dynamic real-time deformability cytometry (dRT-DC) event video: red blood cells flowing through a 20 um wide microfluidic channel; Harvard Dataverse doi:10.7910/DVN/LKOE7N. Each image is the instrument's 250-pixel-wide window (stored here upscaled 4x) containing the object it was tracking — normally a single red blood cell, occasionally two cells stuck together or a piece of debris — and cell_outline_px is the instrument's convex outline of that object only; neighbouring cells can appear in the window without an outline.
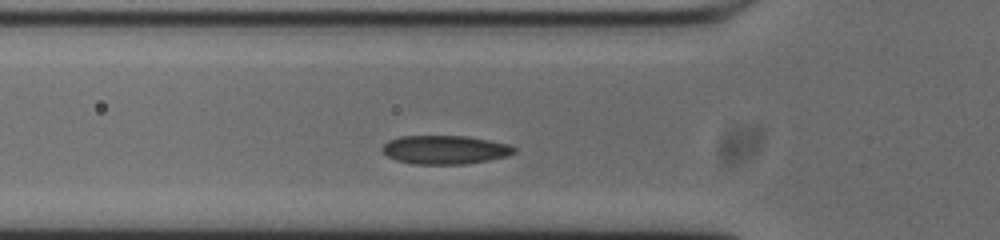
{"species": "common noctule bat (a hibernating species)", "species_latin": "Nyctalus noctula", "temperature_condition": "cold", "stored_images_in_passage": 29, "camera_frame_rate_fps": 3000, "um_per_image_px": 0.085, "animal": {"sex": "male", "body_mass_g": 20.0, "forearm_length_mm": 53.3}, "frame": {"image": 1, "passage_image": 2, "time_ms": 0.333, "image_size_px": [1000, 240], "cell_outline_px": [[516, 152], [508, 156], [488, 160], [464, 164], [412, 164], [396, 160], [388, 156], [380, 148], [388, 140], [400, 136], [468, 136], [508, 144], [516, 148]], "centroid_in_image_um": [37.81, 12.73], "position_along_channel_um": 88.0, "area_um2": 22.08}}
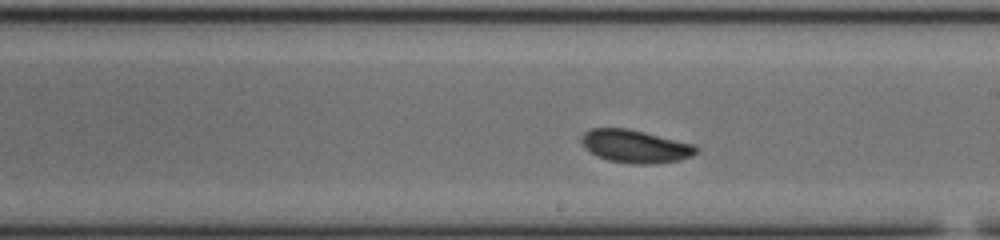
{"frame": {"image": 2, "passage_image": 14, "time_ms": 4.333, "image_size_px": [1000, 240], "cell_outline_px": [[700, 152], [692, 156], [680, 160], [656, 164], [632, 164], [608, 160], [596, 156], [588, 152], [584, 148], [580, 140], [580, 136], [584, 132], [592, 128], [628, 128], [696, 144], [700, 148]], "centroid_in_image_um": [54.02, 12.44], "position_along_channel_um": 235.0, "area_um2": 22.6}}
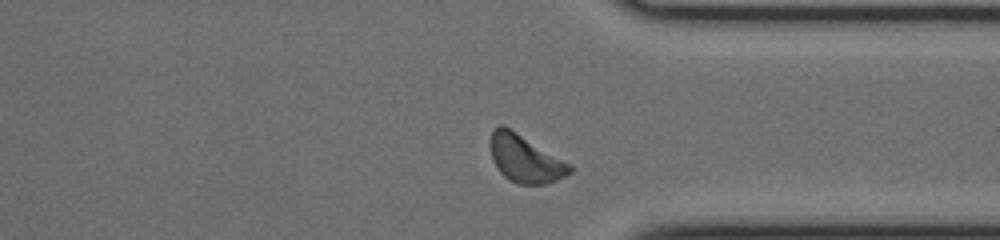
{"frame": {"image": 3, "passage_image": 25, "time_ms": 8.0, "image_size_px": [1000, 240], "cell_outline_px": [[572, 172], [556, 180], [544, 184], [516, 184], [504, 176], [500, 172], [492, 160], [488, 144], [488, 140], [492, 132], [500, 124], [504, 124], [572, 164]], "centroid_in_image_um": [44.61, 13.47], "position_along_channel_um": 366.8, "area_um2": 22.31}}